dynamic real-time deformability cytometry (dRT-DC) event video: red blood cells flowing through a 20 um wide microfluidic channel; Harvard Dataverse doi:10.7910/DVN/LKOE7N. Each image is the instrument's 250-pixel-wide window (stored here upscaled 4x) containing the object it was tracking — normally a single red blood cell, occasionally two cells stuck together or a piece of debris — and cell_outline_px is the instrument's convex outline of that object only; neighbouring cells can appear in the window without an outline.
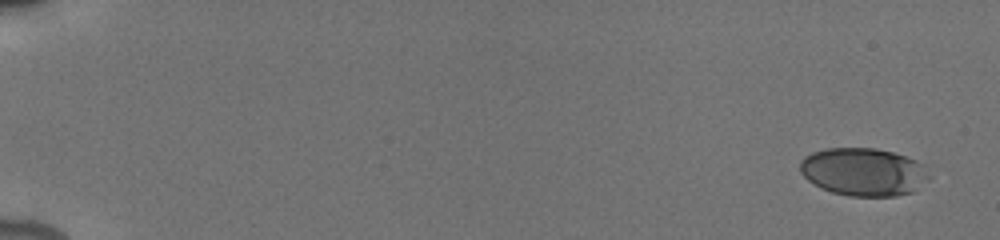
{"species": "human", "species_latin": "Homo sapiens", "temperature_condition": "cold", "stored_images_in_passage": 9, "camera_frame_rate_fps": 3000, "um_per_image_px": 0.085, "donor": {"sex": "male"}, "frame": {"image": 1, "passage_image": 1, "time_ms": 0.0, "image_size_px": [1000, 240], "cell_outline_px": [[932, 176], [912, 192], [896, 196], [848, 196], [832, 192], [820, 188], [808, 180], [800, 172], [800, 160], [804, 156], [812, 152], [828, 148], [876, 148], [892, 152], [916, 160], [924, 164]], "centroid_in_image_um": [73.4, 14.61], "position_along_channel_um": 11.6, "area_um2": 36.3}}
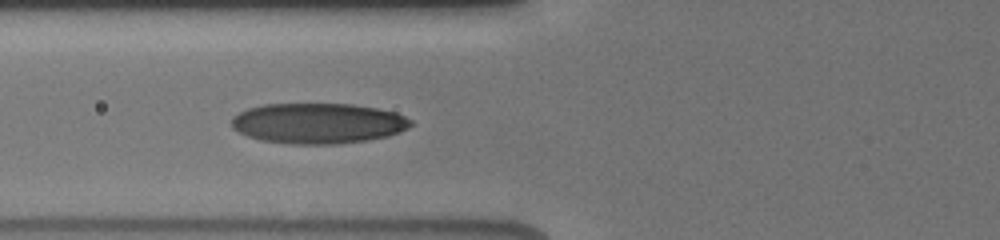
{"frame": {"image": 2, "passage_image": 8, "time_ms": 7.0, "image_size_px": [1000, 240], "cell_outline_px": [[412, 124], [408, 128], [400, 132], [388, 136], [364, 140], [336, 144], [292, 144], [260, 140], [248, 136], [232, 128], [232, 116], [248, 108], [264, 104], [352, 104], [376, 108], [396, 112], [412, 120]], "centroid_in_image_um": [27.04, 10.48], "position_along_channel_um": 98.8, "area_um2": 42.25}}
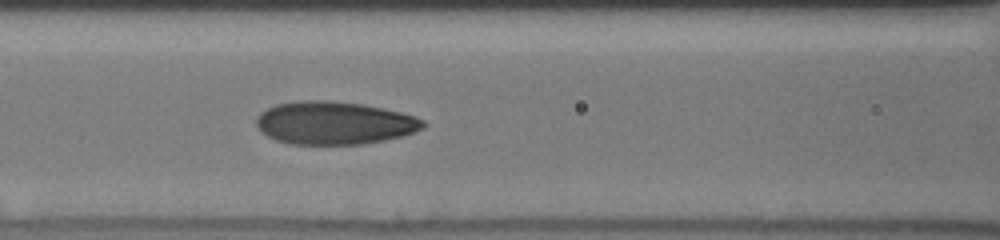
{"frame": {"image": 3, "passage_image": 9, "time_ms": 8.0, "image_size_px": [1000, 240], "cell_outline_px": [[428, 124], [424, 128], [400, 136], [384, 140], [364, 144], [292, 144], [276, 140], [260, 132], [256, 124], [256, 116], [260, 112], [276, 104], [300, 100], [328, 100], [364, 104], [400, 112], [416, 116], [424, 120]], "centroid_in_image_um": [28.4, 10.44], "position_along_channel_um": 138.2, "area_um2": 41.91}}